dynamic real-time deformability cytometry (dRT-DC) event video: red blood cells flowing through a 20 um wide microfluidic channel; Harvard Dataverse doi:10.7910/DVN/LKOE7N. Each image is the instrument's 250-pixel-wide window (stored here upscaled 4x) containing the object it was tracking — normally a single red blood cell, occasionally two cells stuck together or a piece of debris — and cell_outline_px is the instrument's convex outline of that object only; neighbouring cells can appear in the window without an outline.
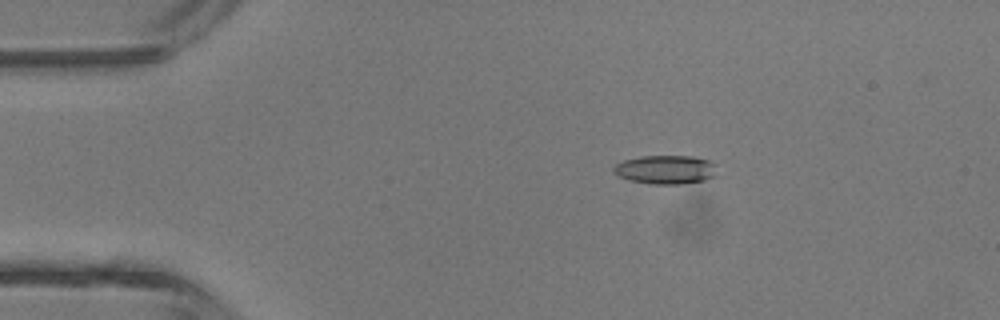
{"species": "common noctule bat (a hibernating species)", "species_latin": "Nyctalus noctula", "temperature_condition": "room temperature", "stored_images_in_passage": 3, "camera_frame_rate_fps": 3000, "um_per_image_px": 0.085, "animal": {"sex": "male", "body_mass_g": 13.3}, "frame": {"image": 1, "passage_image": 2, "time_ms": 1.667, "image_size_px": [1000, 320], "cell_outline_px": [[716, 176], [704, 180], [680, 184], [652, 184], [628, 180], [616, 176], [612, 172], [612, 168], [616, 164], [624, 160], [640, 156], [692, 156], [708, 160], [716, 164]], "centroid_in_image_um": [56.55, 14.42], "position_along_channel_um": 28.4, "area_um2": 17.57}}